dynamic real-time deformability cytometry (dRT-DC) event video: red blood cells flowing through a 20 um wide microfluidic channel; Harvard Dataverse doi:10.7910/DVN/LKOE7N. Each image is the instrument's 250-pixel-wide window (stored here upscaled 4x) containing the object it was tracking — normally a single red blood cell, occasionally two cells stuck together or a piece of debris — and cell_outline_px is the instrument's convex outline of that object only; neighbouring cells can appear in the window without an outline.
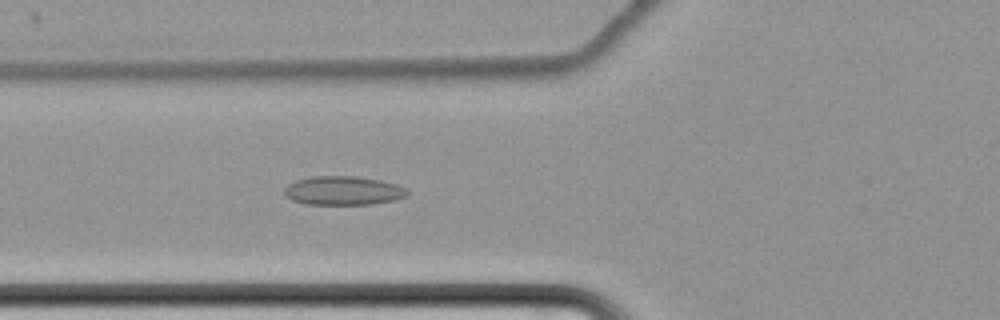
{"species": "common noctule bat (a hibernating species)", "species_latin": "Nyctalus noctula", "temperature_condition": "cold", "stored_images_in_passage": 65, "camera_frame_rate_fps": 3000, "um_per_image_px": 0.085, "animal": {"sex": "female", "body_mass_g": 22.7, "forearm_length_mm": 54.2}, "frame": {"image": 1, "passage_image": 28, "time_ms": 9.0, "image_size_px": [1000, 320], "cell_outline_px": [[408, 196], [396, 200], [372, 204], [304, 204], [292, 200], [284, 192], [284, 188], [288, 184], [296, 180], [312, 176], [356, 176], [380, 180], [396, 184], [408, 188]], "centroid_in_image_um": [29.21, 16.2], "position_along_channel_um": 96.6, "area_um2": 20.81}}
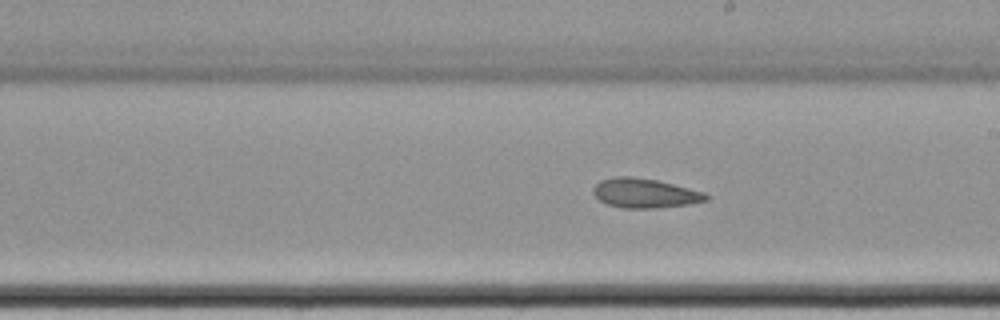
{"frame": {"image": 2, "passage_image": 40, "time_ms": 13.0, "image_size_px": [1000, 320], "cell_outline_px": [[712, 196], [708, 200], [688, 204], [656, 208], [620, 208], [608, 204], [600, 200], [592, 192], [592, 188], [600, 180], [616, 176], [632, 176], [656, 180], [704, 192]], "centroid_in_image_um": [54.8, 16.42], "position_along_channel_um": 234.2, "area_um2": 19.36}}
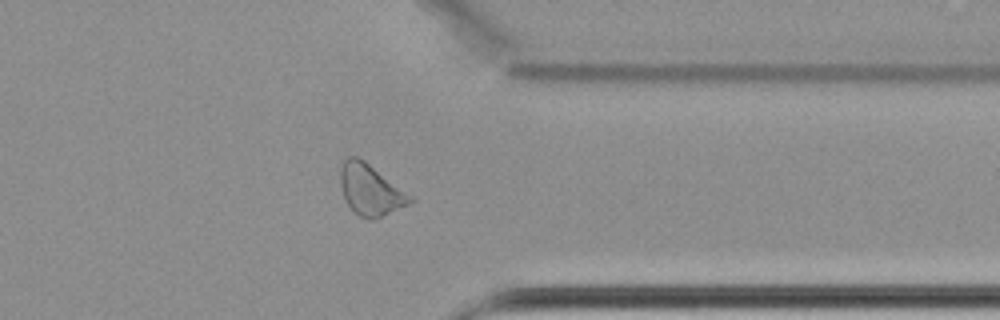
{"frame": {"image": 3, "passage_image": 53, "time_ms": 17.333, "image_size_px": [1000, 320], "cell_outline_px": [[416, 200], [408, 204], [372, 220], [368, 220], [352, 212], [344, 196], [340, 184], [340, 168], [344, 160], [348, 156], [356, 156], [364, 160], [416, 196]], "centroid_in_image_um": [31.53, 16.12], "position_along_channel_um": 379.9, "area_um2": 21.1}}